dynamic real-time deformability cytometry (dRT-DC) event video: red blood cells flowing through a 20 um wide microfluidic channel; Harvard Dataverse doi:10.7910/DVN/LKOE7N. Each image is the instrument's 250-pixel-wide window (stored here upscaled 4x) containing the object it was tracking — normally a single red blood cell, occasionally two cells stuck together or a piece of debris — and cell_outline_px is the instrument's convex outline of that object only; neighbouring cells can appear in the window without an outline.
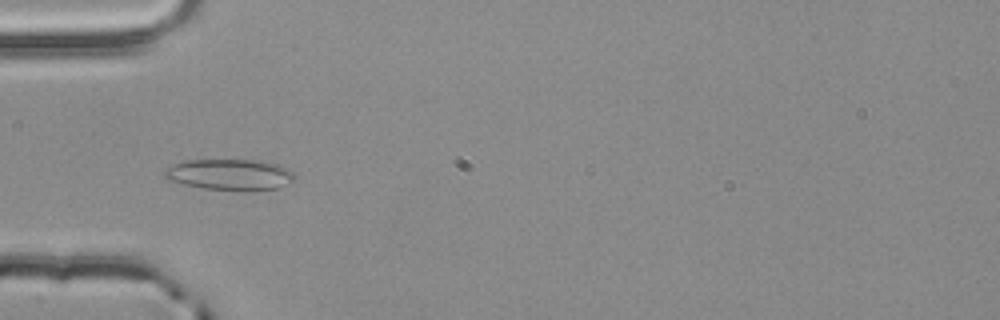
{"species": "common noctule bat (a hibernating species)", "species_latin": "Nyctalus noctula", "temperature_condition": "room temperature", "stored_images_in_passage": 3, "camera_frame_rate_fps": 3000, "um_per_image_px": 0.085, "animal": {"sex": "male", "body_mass_g": 20.4}, "frame": {"image": 1, "passage_image": 3, "time_ms": 0.667, "image_size_px": [1000, 320], "cell_outline_px": [[296, 180], [276, 188], [248, 192], [204, 188], [184, 184], [168, 180], [164, 176], [164, 172], [172, 164], [188, 160], [256, 160], [280, 164], [288, 168], [296, 176]], "centroid_in_image_um": [19.59, 14.85], "position_along_channel_um": 65.4, "area_um2": 23.81}}